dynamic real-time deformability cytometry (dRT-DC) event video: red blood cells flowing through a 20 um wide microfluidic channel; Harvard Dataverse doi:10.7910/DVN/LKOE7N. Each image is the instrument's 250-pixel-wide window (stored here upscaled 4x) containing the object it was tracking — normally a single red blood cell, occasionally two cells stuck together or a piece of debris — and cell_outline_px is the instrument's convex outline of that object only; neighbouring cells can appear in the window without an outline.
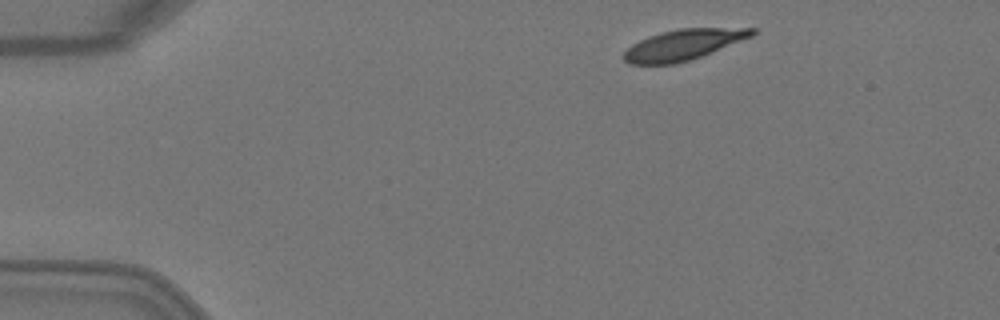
{"species": "Egyptian fruit bat (a non-hibernating species)", "species_latin": "Rousettus aegyptiacus", "temperature_condition": "warm", "stored_images_in_passage": 5, "camera_frame_rate_fps": 3000, "um_per_image_px": 0.085, "animal": {"sex": "female"}, "frame": {"image": 1, "passage_image": 1, "time_ms": 0.0, "image_size_px": [1000, 320], "cell_outline_px": [[756, 32], [752, 36], [692, 60], [676, 64], [628, 64], [624, 60], [624, 52], [632, 44], [648, 36], [660, 32], [680, 28], [756, 28]], "centroid_in_image_um": [58.07, 3.8], "position_along_channel_um": 26.9, "area_um2": 22.89}}